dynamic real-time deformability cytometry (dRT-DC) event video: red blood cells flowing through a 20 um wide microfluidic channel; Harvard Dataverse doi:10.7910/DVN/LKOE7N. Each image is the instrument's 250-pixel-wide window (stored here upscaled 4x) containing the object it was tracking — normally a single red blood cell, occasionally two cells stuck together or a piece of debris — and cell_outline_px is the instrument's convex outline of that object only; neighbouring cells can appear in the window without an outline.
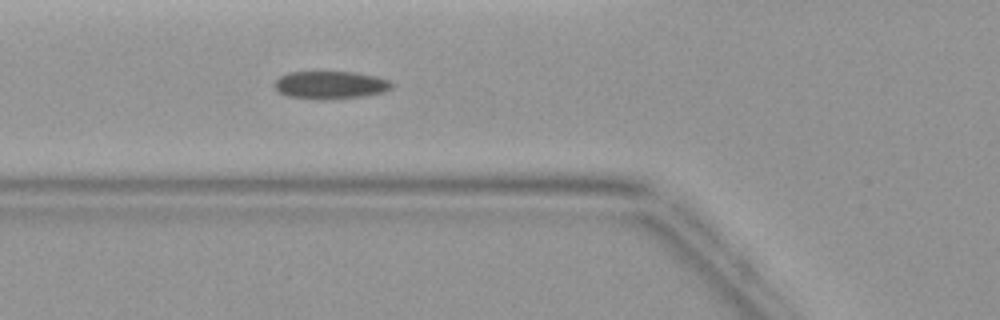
{"species": "common noctule bat (a hibernating species)", "species_latin": "Nyctalus noctula", "temperature_condition": "warm", "stored_images_in_passage": 7, "camera_frame_rate_fps": 3000, "um_per_image_px": 0.085, "animal": {"sex": "female", "body_mass_g": 19.9}, "frame": {"image": 1, "passage_image": 7, "time_ms": 2.0, "image_size_px": [1000, 320], "cell_outline_px": [[392, 88], [384, 92], [364, 96], [320, 100], [288, 96], [280, 92], [272, 84], [280, 76], [288, 72], [356, 72], [376, 76], [388, 80], [392, 84]], "centroid_in_image_um": [28.08, 7.22], "position_along_channel_um": 97.7, "area_um2": 19.02}}